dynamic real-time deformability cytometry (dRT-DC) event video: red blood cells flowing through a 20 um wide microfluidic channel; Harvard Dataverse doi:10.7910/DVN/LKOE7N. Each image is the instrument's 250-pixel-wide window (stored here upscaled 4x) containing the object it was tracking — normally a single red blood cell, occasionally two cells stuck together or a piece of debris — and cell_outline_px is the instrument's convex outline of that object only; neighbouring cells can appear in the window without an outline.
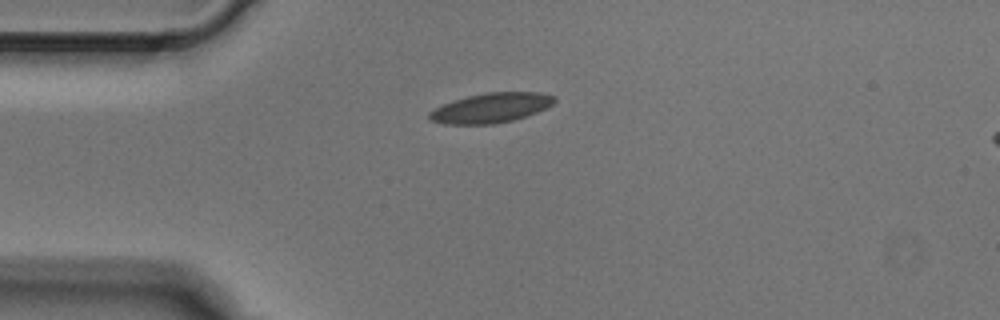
{"species": "Egyptian fruit bat (a non-hibernating species)", "species_latin": "Rousettus aegyptiacus", "temperature_condition": "cold", "stored_images_in_passage": 6, "camera_frame_rate_fps": 3000, "um_per_image_px": 0.085, "animal": {"sex": "male"}, "frame": {"image": 1, "passage_image": 6, "time_ms": 1.667, "image_size_px": [1000, 320], "cell_outline_px": [[556, 100], [552, 104], [536, 112], [512, 120], [492, 124], [444, 124], [428, 120], [428, 112], [444, 104], [468, 96], [484, 92], [540, 92], [556, 96]], "centroid_in_image_um": [41.72, 9.16], "position_along_channel_um": 43.3, "area_um2": 21.5}}